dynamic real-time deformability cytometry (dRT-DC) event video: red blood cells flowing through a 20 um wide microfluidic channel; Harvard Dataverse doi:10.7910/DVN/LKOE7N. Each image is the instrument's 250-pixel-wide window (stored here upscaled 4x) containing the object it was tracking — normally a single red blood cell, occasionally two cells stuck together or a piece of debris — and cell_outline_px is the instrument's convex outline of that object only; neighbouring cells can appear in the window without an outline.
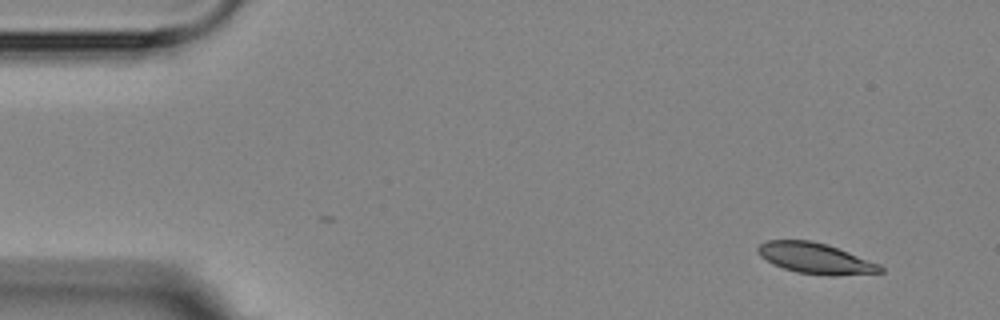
{"species": "Egyptian fruit bat (a non-hibernating species)", "species_latin": "Rousettus aegyptiacus", "temperature_condition": "room temperature", "stored_images_in_passage": 2, "camera_frame_rate_fps": 3000, "um_per_image_px": 0.085, "animal": {"sex": "female"}, "frame": {"image": 1, "passage_image": 2, "time_ms": 1.333, "image_size_px": [1000, 320], "cell_outline_px": [[884, 272], [836, 276], [828, 276], [796, 272], [772, 264], [760, 256], [756, 252], [756, 248], [760, 244], [768, 240], [812, 240], [848, 252], [880, 264], [884, 268]], "centroid_in_image_um": [69.3, 21.97], "position_along_channel_um": 15.7, "area_um2": 21.96}}